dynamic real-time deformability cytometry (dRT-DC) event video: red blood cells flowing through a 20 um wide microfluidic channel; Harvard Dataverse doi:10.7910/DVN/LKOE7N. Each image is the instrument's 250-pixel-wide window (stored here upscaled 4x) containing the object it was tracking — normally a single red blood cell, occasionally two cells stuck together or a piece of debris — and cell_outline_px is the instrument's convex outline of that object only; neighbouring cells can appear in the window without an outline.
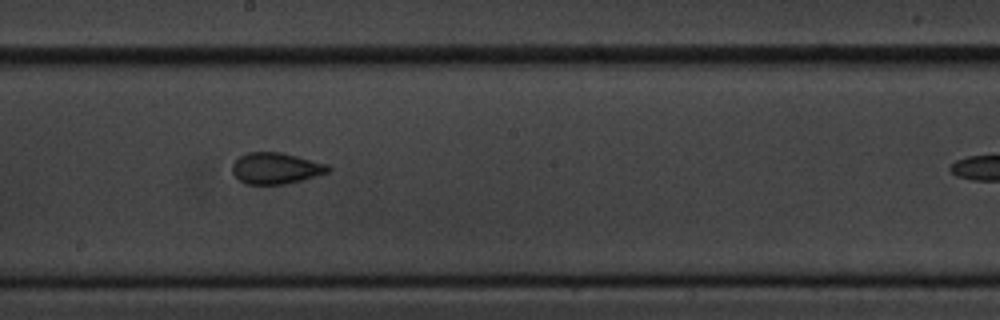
{"species": "common noctule bat (a hibernating species)", "species_latin": "Nyctalus noctula", "temperature_condition": "cold", "stored_images_in_passage": 9, "camera_frame_rate_fps": 3000, "um_per_image_px": 0.085, "animal": {"sex": "male", "body_mass_g": 20.1, "forearm_length_mm": 53.5}, "frame": {"image": 1, "passage_image": 7, "time_ms": 8.0, "image_size_px": [1000, 320], "cell_outline_px": [[332, 168], [328, 172], [300, 180], [284, 184], [244, 184], [232, 172], [232, 164], [240, 156], [248, 152], [280, 152], [328, 164]], "centroid_in_image_um": [23.43, 14.3], "position_along_channel_um": 224.8, "area_um2": 17.28}}
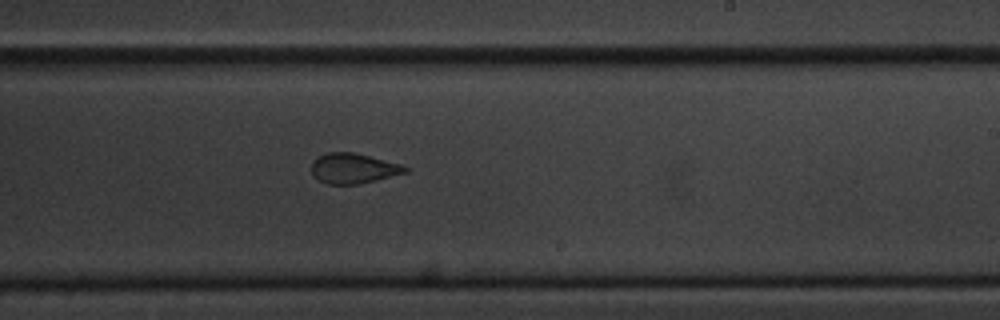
{"frame": {"image": 2, "passage_image": 8, "time_ms": 9.0, "image_size_px": [1000, 320], "cell_outline_px": [[408, 172], [376, 180], [356, 184], [328, 184], [312, 176], [312, 160], [328, 152], [356, 152], [400, 164], [408, 168]], "centroid_in_image_um": [30.02, 14.3], "position_along_channel_um": 259.0, "area_um2": 16.42}}